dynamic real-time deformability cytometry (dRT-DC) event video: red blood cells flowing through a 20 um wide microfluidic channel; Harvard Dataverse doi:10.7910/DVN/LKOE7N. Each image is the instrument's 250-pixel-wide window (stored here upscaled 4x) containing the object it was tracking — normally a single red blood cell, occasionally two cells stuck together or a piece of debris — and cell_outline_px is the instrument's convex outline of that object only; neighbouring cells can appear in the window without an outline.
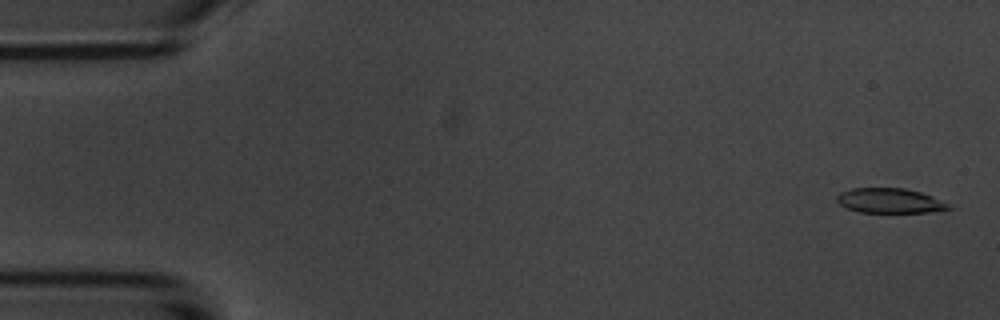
{"species": "common noctule bat (a hibernating species)", "species_latin": "Nyctalus noctula", "temperature_condition": "room temperature", "stored_images_in_passage": 5, "camera_frame_rate_fps": 3000, "um_per_image_px": 0.085, "animal": {"sex": "male", "body_mass_g": 20.1, "forearm_length_mm": 53.5}, "frame": {"image": 1, "passage_image": 1, "time_ms": 0.0, "image_size_px": [1000, 320], "cell_outline_px": [[952, 208], [928, 212], [860, 212], [848, 208], [840, 204], [836, 200], [836, 196], [840, 192], [852, 188], [904, 188], [920, 192], [932, 196], [948, 204]], "centroid_in_image_um": [75.6, 17.05], "position_along_channel_um": 9.4, "area_um2": 15.95}}
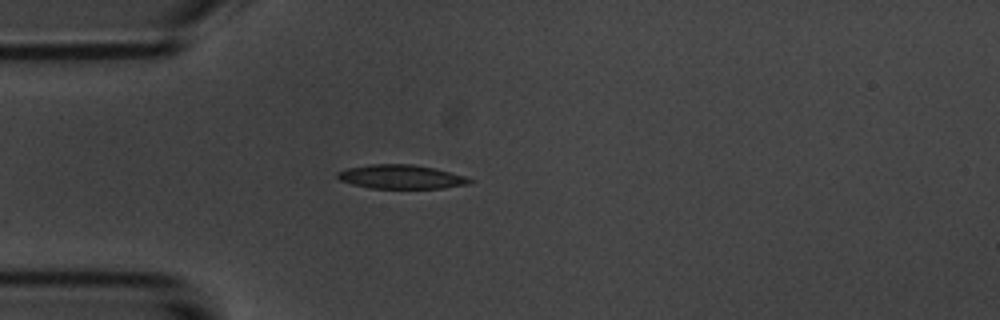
{"frame": {"image": 2, "passage_image": 4, "time_ms": 4.333, "image_size_px": [1000, 320], "cell_outline_px": [[476, 180], [468, 184], [440, 188], [368, 188], [352, 184], [340, 180], [336, 176], [336, 172], [348, 168], [372, 164], [412, 164], [432, 168], [464, 176]], "centroid_in_image_um": [34.06, 15.03], "position_along_channel_um": 50.9, "area_um2": 18.26}}